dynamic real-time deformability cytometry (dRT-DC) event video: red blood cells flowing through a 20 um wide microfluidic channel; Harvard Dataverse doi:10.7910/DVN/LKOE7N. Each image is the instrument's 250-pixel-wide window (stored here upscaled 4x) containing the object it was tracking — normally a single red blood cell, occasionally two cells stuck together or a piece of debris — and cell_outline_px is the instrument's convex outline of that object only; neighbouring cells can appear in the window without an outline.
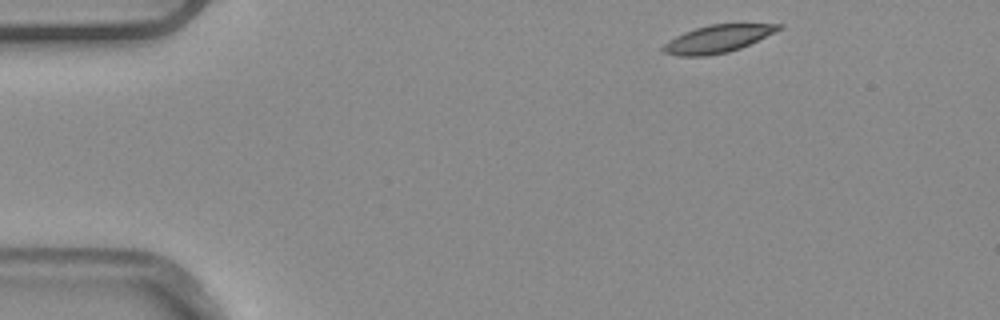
{"species": "common noctule bat (a hibernating species)", "species_latin": "Nyctalus noctula", "temperature_condition": "warm", "stored_images_in_passage": 4, "camera_frame_rate_fps": 3000, "um_per_image_px": 0.085, "animal": {"sex": "male", "body_mass_g": 20.4}, "frame": {"image": 1, "passage_image": 1, "time_ms": 0.0, "image_size_px": [1000, 320], "cell_outline_px": [[784, 28], [740, 48], [728, 52], [704, 56], [680, 56], [660, 52], [660, 48], [668, 40], [684, 32], [708, 24], [784, 24]], "centroid_in_image_um": [60.96, 3.3], "position_along_channel_um": 24.0, "area_um2": 18.55}}
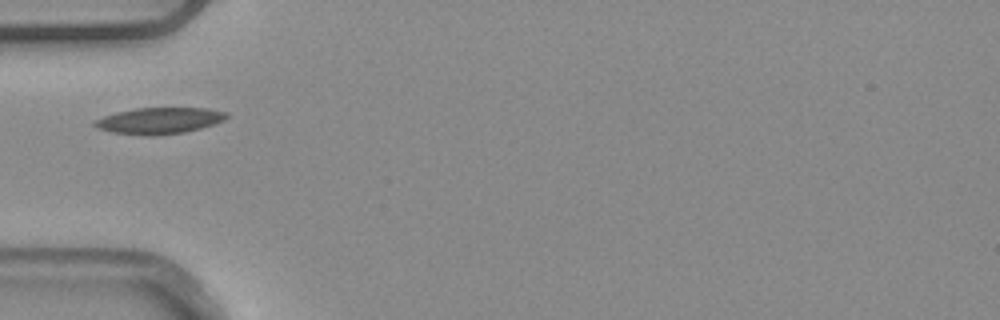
{"frame": {"image": 2, "passage_image": 4, "time_ms": 1.0, "image_size_px": [1000, 320], "cell_outline_px": [[228, 116], [224, 120], [200, 128], [184, 132], [156, 136], [148, 136], [108, 132], [96, 128], [92, 124], [96, 120], [104, 116], [116, 112], [136, 108], [208, 108], [228, 112]], "centroid_in_image_um": [13.51, 10.26], "position_along_channel_um": 71.5, "area_um2": 20.35}}